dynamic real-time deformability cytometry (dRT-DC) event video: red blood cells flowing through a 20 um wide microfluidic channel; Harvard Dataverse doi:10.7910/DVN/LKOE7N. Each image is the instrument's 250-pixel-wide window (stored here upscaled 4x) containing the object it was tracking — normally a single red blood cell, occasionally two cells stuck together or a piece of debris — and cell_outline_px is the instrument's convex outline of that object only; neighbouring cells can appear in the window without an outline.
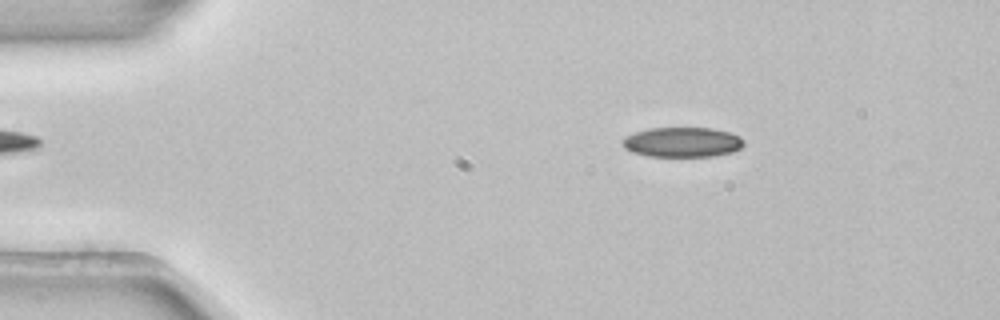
{"species": "common noctule bat (a hibernating species)", "species_latin": "Nyctalus noctula", "temperature_condition": "room temperature", "stored_images_in_passage": 52, "camera_frame_rate_fps": 3000, "um_per_image_px": 0.085, "animal": {"sex": "female", "body_mass_g": 22.7, "forearm_length_mm": 54.2}, "frame": {"image": 1, "passage_image": 8, "time_ms": 2.333, "image_size_px": [1000, 320], "cell_outline_px": [[744, 144], [740, 148], [732, 152], [712, 156], [648, 156], [632, 152], [624, 148], [620, 144], [620, 140], [624, 136], [648, 128], [712, 128], [728, 132], [740, 136], [744, 140]], "centroid_in_image_um": [57.95, 12.08], "position_along_channel_um": 27.0, "area_um2": 21.27}}
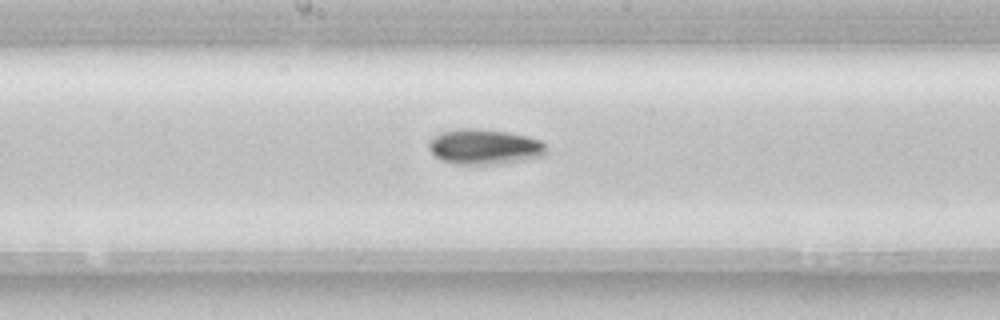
{"frame": {"image": 2, "passage_image": 27, "time_ms": 8.667, "image_size_px": [1000, 320], "cell_outline_px": [[548, 152], [544, 156], [504, 164], [456, 164], [440, 160], [428, 148], [428, 140], [440, 132], [460, 128], [476, 128], [508, 132], [528, 136], [540, 140], [548, 148]], "centroid_in_image_um": [41.2, 12.48], "position_along_channel_um": 207.0, "area_um2": 24.57}}
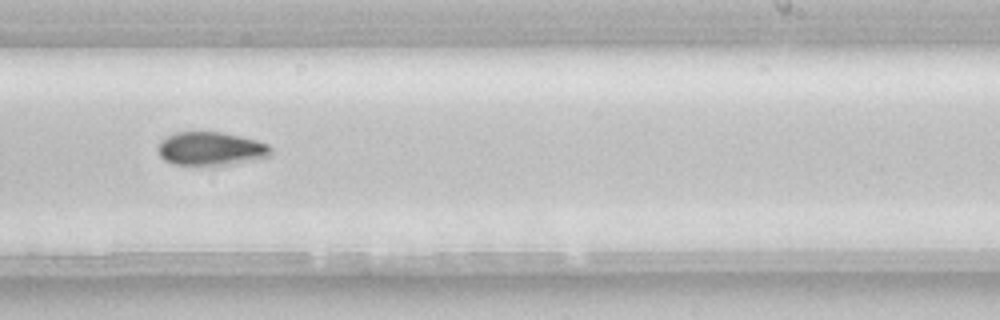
{"frame": {"image": 3, "passage_image": 32, "time_ms": 10.333, "image_size_px": [1000, 320], "cell_outline_px": [[272, 152], [268, 156], [228, 164], [172, 164], [164, 160], [160, 156], [156, 148], [160, 140], [176, 132], [224, 132], [256, 140], [268, 144], [272, 148]], "centroid_in_image_um": [17.87, 12.62], "position_along_channel_um": 271.1, "area_um2": 21.73}, "authors_computed_cell_mechanics": {"area_um2": 21.5883, "velocity_mm_per_s": 3.8742, "shape_relaxation_time_tau1_ms": 5.1869, "shape_relaxation_time_tau2_ms": null, "deformation_change_tau1": 0.0984, "deformation_change_tau2": null}}